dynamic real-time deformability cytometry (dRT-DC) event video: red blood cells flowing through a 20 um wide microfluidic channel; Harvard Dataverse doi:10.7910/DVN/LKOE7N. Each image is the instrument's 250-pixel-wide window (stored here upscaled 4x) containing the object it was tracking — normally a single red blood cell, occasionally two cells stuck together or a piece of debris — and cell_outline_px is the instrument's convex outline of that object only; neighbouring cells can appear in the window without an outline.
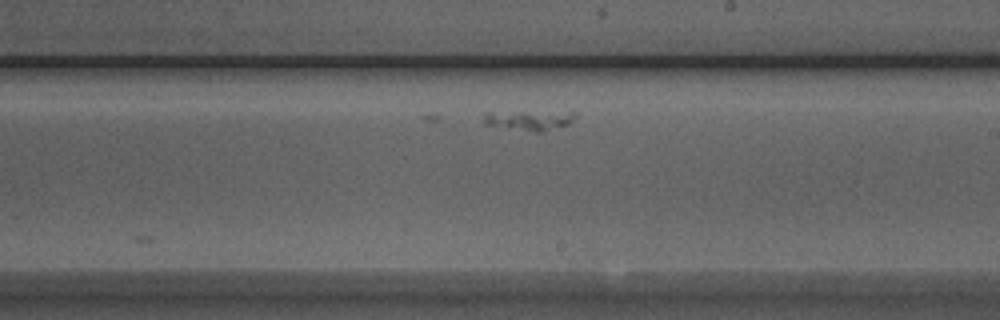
{"species": "Egyptian fruit bat (a non-hibernating species)", "species_latin": "Rousettus aegyptiacus", "temperature_condition": "room temperature", "stored_images_in_passage": 27, "camera_frame_rate_fps": 3000, "um_per_image_px": 0.085, "animal": {"sex": "male"}, "frame": {"image": 1, "passage_image": 20, "time_ms": 6.333, "image_size_px": [1000, 320], "cell_outline_px": [[576, 116], [568, 124], [544, 132], [536, 132], [484, 124], [484, 112], [576, 112]], "centroid_in_image_um": [44.99, 10.22], "position_along_channel_um": 244.0, "area_um2": 10.4}}